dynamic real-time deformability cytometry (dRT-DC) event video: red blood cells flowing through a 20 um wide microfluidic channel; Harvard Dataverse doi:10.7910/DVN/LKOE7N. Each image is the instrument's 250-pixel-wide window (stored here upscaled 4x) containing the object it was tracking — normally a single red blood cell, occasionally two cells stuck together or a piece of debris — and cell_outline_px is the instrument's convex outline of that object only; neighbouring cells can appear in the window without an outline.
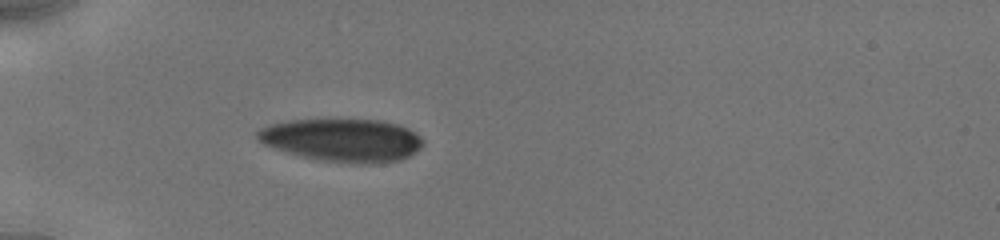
{"species": "human", "species_latin": "Homo sapiens", "temperature_condition": "cold", "stored_images_in_passage": 44, "camera_frame_rate_fps": 3000, "um_per_image_px": 0.085, "donor": {"sex": "male"}, "frame": {"image": 1, "passage_image": 4, "time_ms": 1.667, "image_size_px": [1000, 240], "cell_outline_px": [[424, 144], [420, 148], [408, 156], [400, 160], [320, 160], [288, 152], [264, 144], [256, 140], [256, 132], [260, 128], [268, 124], [292, 120], [380, 120], [400, 124], [416, 132], [424, 140]], "centroid_in_image_um": [29.08, 11.84], "position_along_channel_um": 55.9, "area_um2": 40.17}}
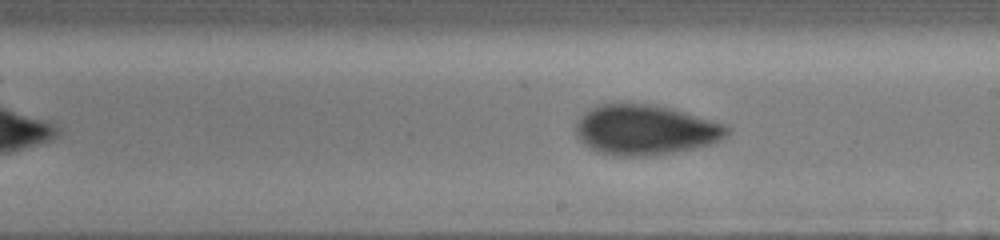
{"frame": {"image": 2, "passage_image": 22, "time_ms": 6.667, "image_size_px": [1000, 240], "cell_outline_px": [[732, 132], [728, 136], [712, 144], [696, 148], [672, 152], [644, 156], [616, 156], [596, 152], [584, 144], [576, 136], [576, 120], [588, 108], [600, 104], [652, 104], [672, 108], [724, 124], [732, 128]], "centroid_in_image_um": [54.85, 11.04], "position_along_channel_um": 234.1, "area_um2": 44.51}}
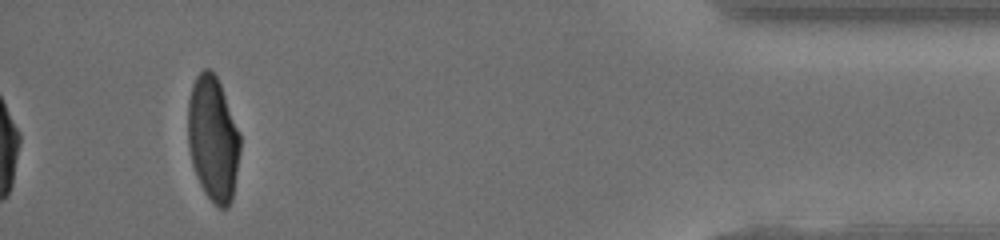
{"frame": {"image": 3, "passage_image": 44, "time_ms": 12.667, "image_size_px": [1000, 240], "cell_outline_px": [[240, 152], [232, 200], [228, 208], [220, 208], [204, 192], [196, 176], [192, 164], [188, 148], [188, 100], [192, 84], [196, 76], [204, 68], [208, 68], [216, 76], [220, 84], [240, 132]], "centroid_in_image_um": [18.1, 11.79], "position_along_channel_um": 417.1, "area_um2": 38.09}, "authors_computed_cell_mechanics": {"area_um2": 42.3096, "velocity_mm_per_s": 3.9258, "shape_relaxation_time_tau1_ms": 3.8983, "shape_relaxation_time_tau2_ms": 1.3704, "deformation_change_tau1": 0.1483, "deformation_change_tau2": 0.0571}}